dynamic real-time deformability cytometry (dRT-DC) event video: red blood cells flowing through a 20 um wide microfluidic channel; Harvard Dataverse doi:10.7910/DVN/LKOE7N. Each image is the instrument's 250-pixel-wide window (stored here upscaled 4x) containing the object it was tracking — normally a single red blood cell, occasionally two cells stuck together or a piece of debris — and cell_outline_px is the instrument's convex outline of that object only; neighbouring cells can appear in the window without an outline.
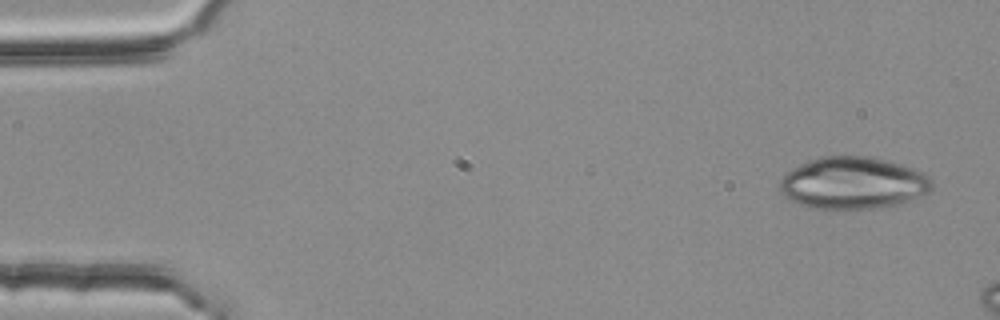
{"species": "common noctule bat (a hibernating species)", "species_latin": "Nyctalus noctula", "temperature_condition": "room temperature", "stored_images_in_passage": 3, "camera_frame_rate_fps": 3000, "um_per_image_px": 0.085, "animal": {"sex": "female", "body_mass_g": 25.1}, "frame": {"image": 1, "passage_image": 1, "time_ms": 0.0, "image_size_px": [1000, 320], "cell_outline_px": [[932, 188], [928, 192], [912, 200], [900, 204], [876, 208], [808, 208], [784, 196], [780, 192], [780, 180], [784, 172], [792, 168], [820, 156], [872, 156], [888, 160], [924, 172], [932, 180]], "centroid_in_image_um": [72.51, 15.55], "position_along_channel_um": 12.5, "area_um2": 46.3}}